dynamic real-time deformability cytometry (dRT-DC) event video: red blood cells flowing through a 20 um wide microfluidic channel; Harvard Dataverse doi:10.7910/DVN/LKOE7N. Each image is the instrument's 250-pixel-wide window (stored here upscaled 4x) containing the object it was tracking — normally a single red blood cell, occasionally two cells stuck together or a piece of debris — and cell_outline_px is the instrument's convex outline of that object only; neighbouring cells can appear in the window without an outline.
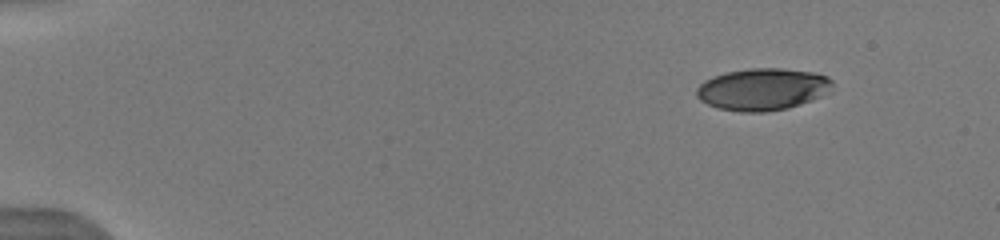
{"species": "human", "species_latin": "Homo sapiens", "temperature_condition": "warm", "stored_images_in_passage": 19, "camera_frame_rate_fps": 3000, "um_per_image_px": 0.085, "donor": {"sex": "male"}, "frame": {"image": 1, "passage_image": 1, "time_ms": 0.0, "image_size_px": [1000, 240], "cell_outline_px": [[832, 84], [820, 96], [812, 100], [788, 108], [764, 112], [740, 112], [716, 108], [700, 100], [696, 96], [696, 88], [704, 80], [712, 76], [728, 72], [748, 68], [780, 68], [812, 72], [828, 76], [832, 80]], "centroid_in_image_um": [64.76, 7.59], "position_along_channel_um": 20.2, "area_um2": 33.18}}
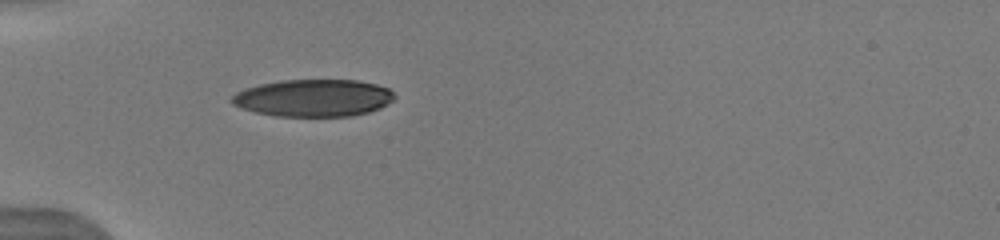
{"frame": {"image": 2, "passage_image": 13, "time_ms": 3.667, "image_size_px": [1000, 240], "cell_outline_px": [[396, 96], [388, 104], [380, 108], [368, 112], [352, 116], [276, 116], [256, 112], [240, 108], [232, 104], [228, 100], [236, 92], [244, 88], [260, 84], [280, 80], [356, 80], [376, 84], [388, 88]], "centroid_in_image_um": [26.61, 8.32], "position_along_channel_um": 58.4, "area_um2": 35.49}}